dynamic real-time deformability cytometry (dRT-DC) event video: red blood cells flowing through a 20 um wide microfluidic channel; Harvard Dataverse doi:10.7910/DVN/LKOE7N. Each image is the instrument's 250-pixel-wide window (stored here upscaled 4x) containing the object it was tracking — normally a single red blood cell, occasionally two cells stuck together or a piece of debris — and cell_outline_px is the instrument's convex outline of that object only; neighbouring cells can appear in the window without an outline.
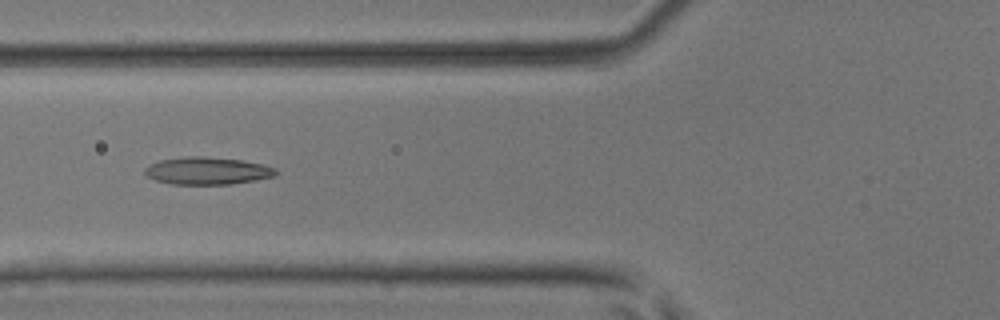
{"species": "common noctule bat (a hibernating species)", "species_latin": "Nyctalus noctula", "temperature_condition": "room temperature", "stored_images_in_passage": 4, "camera_frame_rate_fps": 3000, "um_per_image_px": 0.085, "animal": {"sex": "male", "body_mass_g": 17.9, "forearm_length_mm": 54.2}, "frame": {"image": 1, "passage_image": 4, "time_ms": 1.0, "image_size_px": [1000, 320], "cell_outline_px": [[280, 172], [276, 176], [256, 180], [232, 184], [172, 184], [156, 180], [148, 176], [144, 172], [144, 168], [148, 164], [160, 160], [188, 156], [204, 156], [240, 160], [260, 164], [276, 168]], "centroid_in_image_um": [17.64, 14.52], "position_along_channel_um": 108.2, "area_um2": 20.98}}